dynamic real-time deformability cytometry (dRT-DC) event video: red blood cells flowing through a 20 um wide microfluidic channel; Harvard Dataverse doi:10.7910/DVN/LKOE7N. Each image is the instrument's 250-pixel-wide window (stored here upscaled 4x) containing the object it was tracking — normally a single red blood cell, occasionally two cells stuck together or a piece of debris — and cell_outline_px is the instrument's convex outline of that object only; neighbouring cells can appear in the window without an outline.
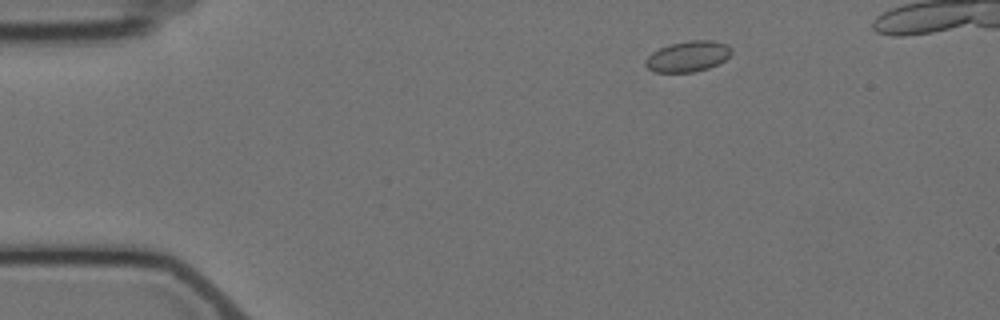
{"species": "Egyptian fruit bat (a non-hibernating species)", "species_latin": "Rousettus aegyptiacus", "temperature_condition": "cold", "stored_images_in_passage": 4, "camera_frame_rate_fps": 3000, "um_per_image_px": 0.085, "animal": {"sex": "female"}, "frame": {"image": 1, "passage_image": 2, "time_ms": 1.0, "image_size_px": [1000, 320], "cell_outline_px": [[732, 52], [724, 60], [708, 68], [696, 72], [656, 72], [648, 68], [644, 64], [644, 60], [652, 52], [668, 44], [688, 40], [712, 40], [728, 44], [732, 48]], "centroid_in_image_um": [58.47, 4.78], "position_along_channel_um": 26.5, "area_um2": 15.49}}